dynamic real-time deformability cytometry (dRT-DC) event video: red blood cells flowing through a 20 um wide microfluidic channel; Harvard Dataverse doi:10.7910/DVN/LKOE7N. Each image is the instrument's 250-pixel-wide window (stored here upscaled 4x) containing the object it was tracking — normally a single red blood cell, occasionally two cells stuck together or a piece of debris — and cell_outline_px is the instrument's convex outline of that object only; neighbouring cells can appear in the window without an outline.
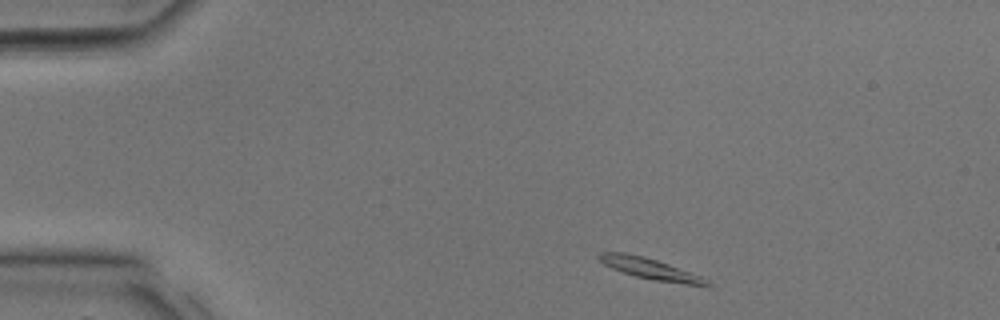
{"species": "common noctule bat (a hibernating species)", "species_latin": "Nyctalus noctula", "temperature_condition": "room temperature", "stored_images_in_passage": 27, "camera_frame_rate_fps": 3000, "um_per_image_px": 0.085, "animal": {"sex": "male", "body_mass_g": 17.9, "forearm_length_mm": 54.2}, "frame": {"image": 1, "passage_image": 1, "time_ms": 0.0, "image_size_px": [1000, 320], "cell_outline_px": [[712, 288], [708, 288], [656, 280], [636, 276], [612, 268], [604, 264], [596, 256], [600, 252], [624, 252], [644, 256], [692, 272], [708, 280], [712, 284]], "centroid_in_image_um": [55.37, 22.87], "position_along_channel_um": 29.6, "area_um2": 13.41}}
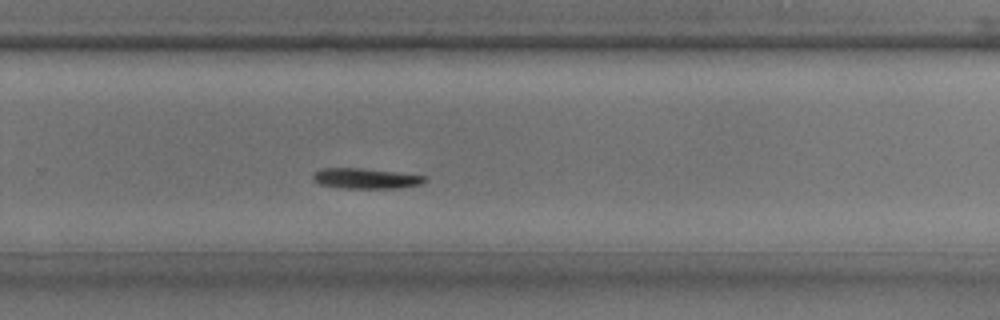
{"frame": {"image": 2, "passage_image": 17, "time_ms": 5.333, "image_size_px": [1000, 320], "cell_outline_px": [[428, 180], [420, 184], [400, 188], [340, 188], [320, 184], [312, 176], [316, 172], [324, 168], [360, 168], [396, 172], [424, 176]], "centroid_in_image_um": [31.11, 15.17], "position_along_channel_um": 298.7, "area_um2": 13.06}}
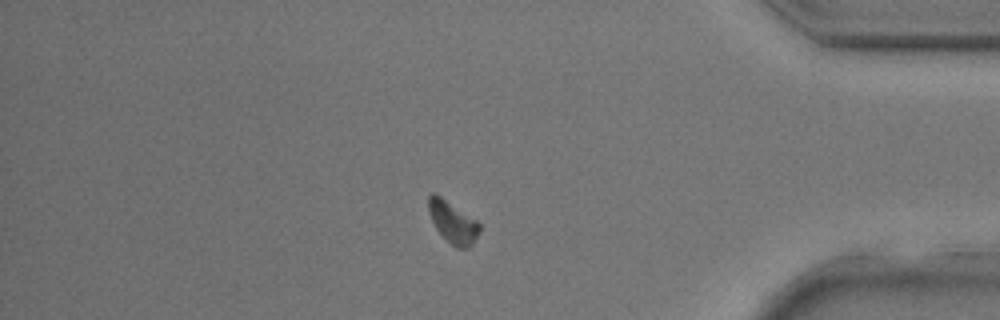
{"frame": {"image": 3, "passage_image": 23, "time_ms": 7.333, "image_size_px": [1000, 320], "cell_outline_px": [[480, 232], [472, 244], [468, 248], [456, 248], [436, 228], [428, 212], [428, 196], [432, 192], [440, 196], [476, 220], [480, 224]], "centroid_in_image_um": [38.49, 18.88], "position_along_channel_um": 396.7, "area_um2": 12.14}}